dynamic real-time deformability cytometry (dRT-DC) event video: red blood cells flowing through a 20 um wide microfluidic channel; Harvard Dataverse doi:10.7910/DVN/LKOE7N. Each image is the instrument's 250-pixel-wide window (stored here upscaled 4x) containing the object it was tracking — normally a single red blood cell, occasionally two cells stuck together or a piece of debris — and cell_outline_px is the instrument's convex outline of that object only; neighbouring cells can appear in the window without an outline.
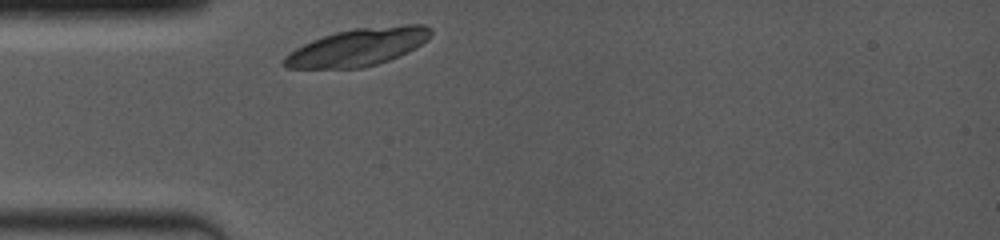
{"species": "common noctule bat (a hibernating species)", "species_latin": "Nyctalus noctula", "temperature_condition": "room temperature", "stored_images_in_passage": 1, "camera_frame_rate_fps": 4000, "um_per_image_px": 0.085, "animal": {"sex": "female", "body_mass_g": 19.0, "forearm_length_mm": 53.3}, "frame": {"image": 1, "passage_image": 1, "time_ms": 0.0, "image_size_px": [1000, 240], "cell_outline_px": [[432, 32], [416, 48], [400, 56], [364, 68], [288, 68], [280, 64], [284, 56], [296, 48], [312, 40], [336, 32], [356, 28], [408, 24], [424, 24], [432, 28]], "centroid_in_image_um": [30.41, 4.01], "position_along_channel_um": 54.6, "area_um2": 31.96}}